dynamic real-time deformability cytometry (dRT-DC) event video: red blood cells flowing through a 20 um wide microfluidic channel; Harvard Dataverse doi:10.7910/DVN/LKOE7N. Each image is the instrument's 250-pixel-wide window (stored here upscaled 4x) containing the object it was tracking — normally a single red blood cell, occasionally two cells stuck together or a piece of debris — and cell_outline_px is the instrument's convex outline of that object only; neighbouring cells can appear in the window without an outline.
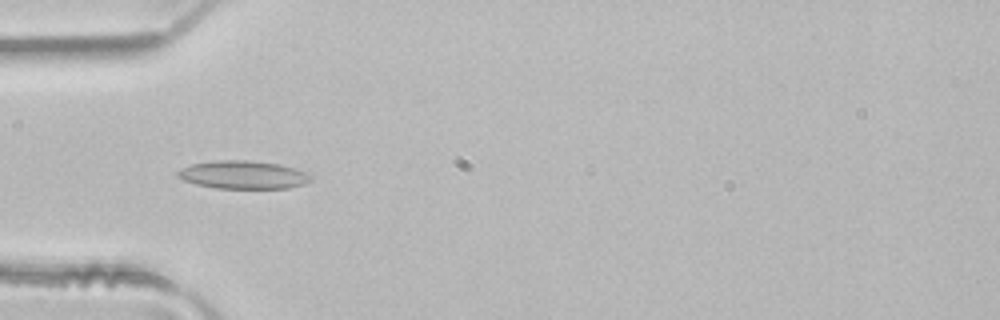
{"species": "common noctule bat (a hibernating species)", "species_latin": "Nyctalus noctula", "temperature_condition": "room temperature", "stored_images_in_passage": 3, "camera_frame_rate_fps": 3000, "um_per_image_px": 0.085, "animal": {"sex": "male", "body_mass_g": 21.5, "forearm_length_mm": 52.0}, "frame": {"image": 1, "passage_image": 3, "time_ms": 0.667, "image_size_px": [1000, 320], "cell_outline_px": [[312, 180], [304, 184], [288, 188], [216, 188], [196, 184], [184, 180], [176, 176], [176, 172], [192, 164], [212, 160], [248, 160], [280, 164], [296, 168], [312, 176]], "centroid_in_image_um": [20.68, 14.85], "position_along_channel_um": 64.3, "area_um2": 21.79}}